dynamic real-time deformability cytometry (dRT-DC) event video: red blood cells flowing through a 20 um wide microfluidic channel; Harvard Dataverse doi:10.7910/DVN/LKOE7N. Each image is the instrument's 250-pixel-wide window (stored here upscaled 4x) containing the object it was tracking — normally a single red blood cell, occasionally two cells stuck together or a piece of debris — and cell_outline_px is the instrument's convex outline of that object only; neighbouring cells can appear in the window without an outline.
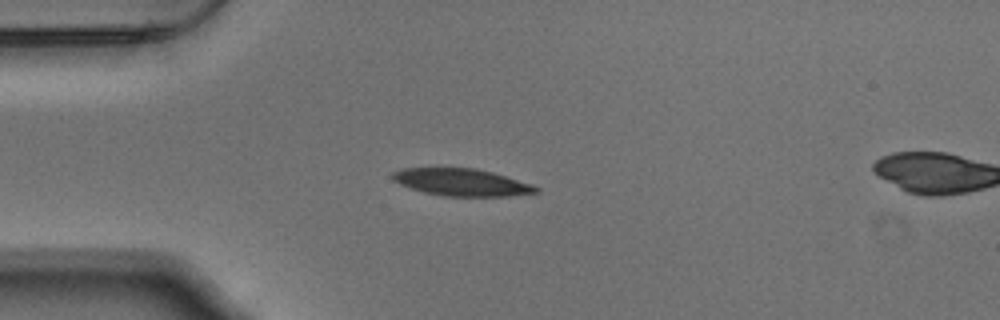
{"species": "Egyptian fruit bat (a non-hibernating species)", "species_latin": "Rousettus aegyptiacus", "temperature_condition": "warm", "stored_images_in_passage": 3, "camera_frame_rate_fps": 3000, "um_per_image_px": 0.085, "animal": {"sex": "male"}, "frame": {"image": 1, "passage_image": 1, "time_ms": 0.0, "image_size_px": [1000, 320], "cell_outline_px": [[540, 192], [508, 196], [444, 196], [424, 192], [400, 184], [392, 180], [392, 172], [404, 168], [476, 168], [492, 172], [532, 184], [540, 188]], "centroid_in_image_um": [39.25, 15.49], "position_along_channel_um": 45.7, "area_um2": 22.66}}